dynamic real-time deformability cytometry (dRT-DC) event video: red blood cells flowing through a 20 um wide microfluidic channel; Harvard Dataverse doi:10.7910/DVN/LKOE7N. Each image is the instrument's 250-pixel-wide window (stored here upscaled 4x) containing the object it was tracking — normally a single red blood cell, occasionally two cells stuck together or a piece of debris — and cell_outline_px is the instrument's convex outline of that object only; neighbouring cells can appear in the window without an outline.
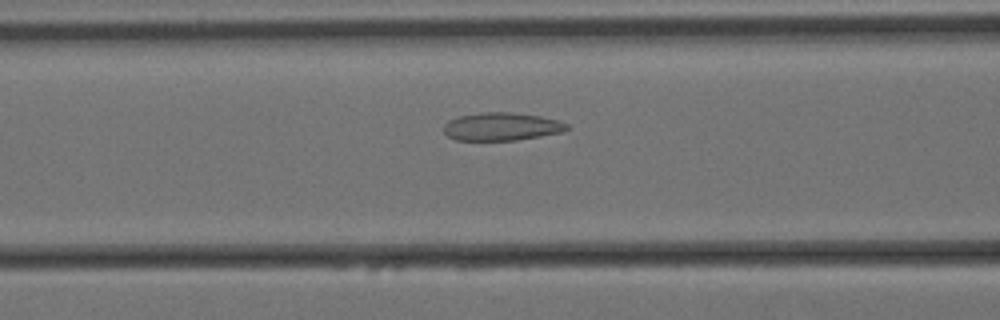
{"species": "Egyptian fruit bat (a non-hibernating species)", "species_latin": "Rousettus aegyptiacus", "temperature_condition": "cold", "stored_images_in_passage": 41, "segment_of_instrument_passage": [1, 2], "camera_frame_rate_fps": 3000, "um_per_image_px": 0.085, "animal": {"sex": "female"}, "frame": {"image": 1, "passage_image": 17, "time_ms": 5.333, "image_size_px": [1000, 320], "cell_outline_px": [[568, 128], [560, 132], [540, 136], [516, 140], [456, 140], [448, 136], [444, 132], [444, 124], [448, 120], [460, 116], [480, 112], [512, 112], [540, 116], [556, 120], [568, 124]], "centroid_in_image_um": [42.59, 10.75], "position_along_channel_um": 124.0, "area_um2": 19.94}}
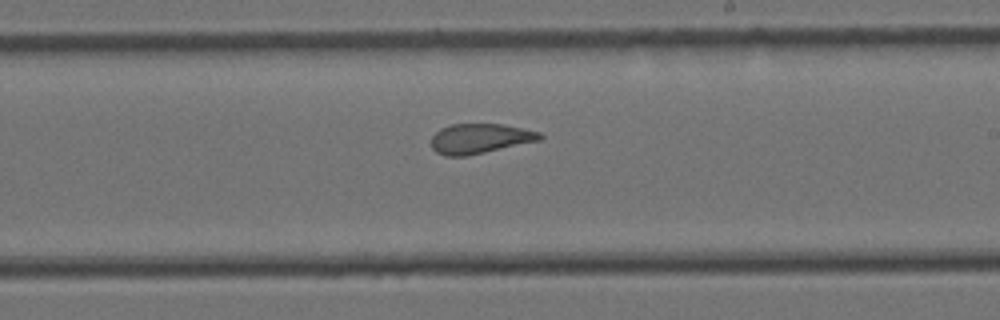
{"frame": {"image": 2, "passage_image": 28, "time_ms": 9.0, "image_size_px": [1000, 320], "cell_outline_px": [[544, 136], [540, 140], [484, 152], [464, 156], [444, 156], [436, 152], [432, 148], [432, 136], [440, 128], [452, 124], [504, 124], [540, 132]], "centroid_in_image_um": [40.78, 11.77], "position_along_channel_um": 248.2, "area_um2": 18.79}}
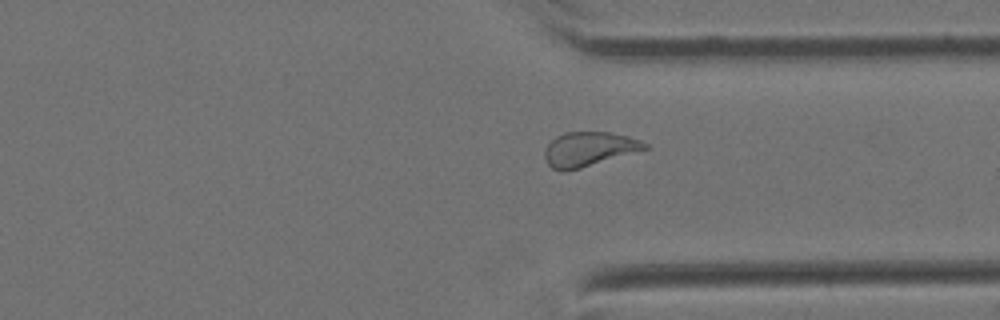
{"frame": {"image": 3, "passage_image": 38, "time_ms": 12.333, "image_size_px": [1000, 320], "cell_outline_px": [[648, 148], [580, 168], [564, 172], [560, 172], [552, 168], [548, 164], [544, 156], [544, 152], [548, 144], [556, 136], [564, 132], [608, 132], [640, 140], [648, 144]], "centroid_in_image_um": [49.99, 12.68], "position_along_channel_um": 361.4, "area_um2": 19.77}}